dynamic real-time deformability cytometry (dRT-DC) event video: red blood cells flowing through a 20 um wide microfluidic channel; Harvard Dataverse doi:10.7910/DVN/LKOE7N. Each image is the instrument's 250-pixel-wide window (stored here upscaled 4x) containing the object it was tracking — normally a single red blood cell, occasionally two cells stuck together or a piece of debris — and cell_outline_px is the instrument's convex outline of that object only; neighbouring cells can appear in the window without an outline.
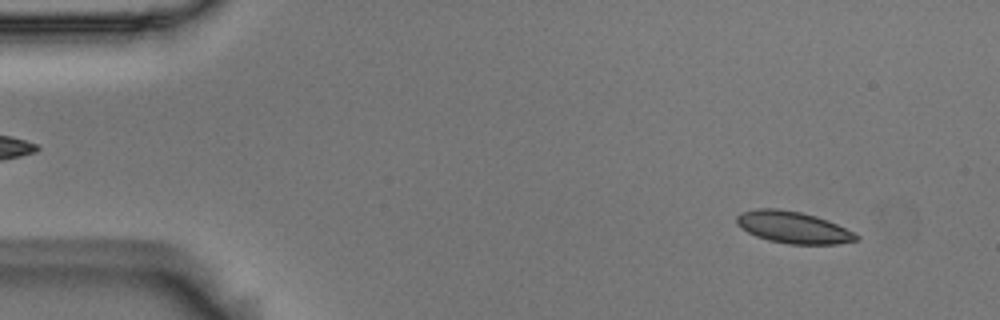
{"species": "Egyptian fruit bat (a non-hibernating species)", "species_latin": "Rousettus aegyptiacus", "temperature_condition": "room temperature", "stored_images_in_passage": 4, "camera_frame_rate_fps": 3000, "um_per_image_px": 0.085, "animal": {"sex": "male"}, "frame": {"image": 1, "passage_image": 1, "time_ms": 0.0, "image_size_px": [1000, 320], "cell_outline_px": [[860, 240], [836, 244], [788, 244], [768, 240], [756, 236], [748, 232], [736, 224], [736, 216], [740, 212], [756, 208], [776, 208], [800, 212], [816, 216], [828, 220], [860, 236]], "centroid_in_image_um": [67.39, 19.32], "position_along_channel_um": 17.6, "area_um2": 22.2}}